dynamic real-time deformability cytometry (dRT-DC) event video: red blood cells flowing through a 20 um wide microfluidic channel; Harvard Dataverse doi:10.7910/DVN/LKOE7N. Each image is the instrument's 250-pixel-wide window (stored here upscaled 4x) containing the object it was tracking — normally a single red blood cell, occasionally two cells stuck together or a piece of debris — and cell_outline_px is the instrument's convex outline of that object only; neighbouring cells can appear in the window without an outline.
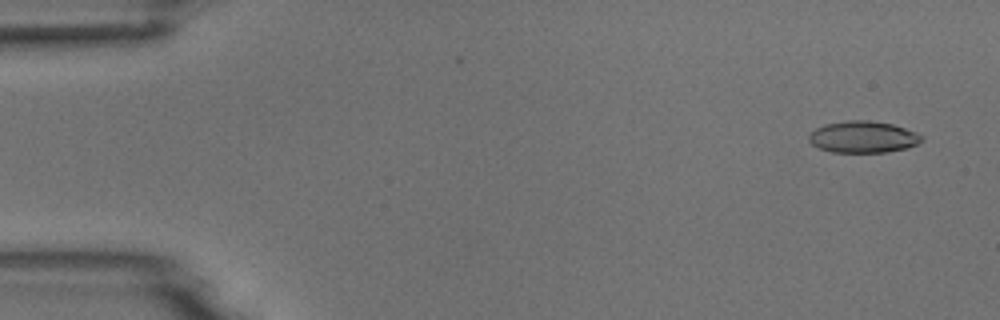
{"species": "common noctule bat (a hibernating species)", "species_latin": "Nyctalus noctula", "temperature_condition": "room temperature", "stored_images_in_passage": 5, "camera_frame_rate_fps": 3000, "um_per_image_px": 0.085, "animal": {"sex": "male", "body_mass_g": 18.8}, "frame": {"image": 1, "passage_image": 1, "time_ms": 0.0, "image_size_px": [1000, 320], "cell_outline_px": [[924, 140], [908, 148], [888, 152], [832, 152], [820, 148], [812, 144], [808, 140], [808, 136], [816, 128], [824, 124], [848, 120], [868, 120], [892, 124], [916, 132], [924, 136]], "centroid_in_image_um": [73.38, 11.64], "position_along_channel_um": 11.6, "area_um2": 20.87}}
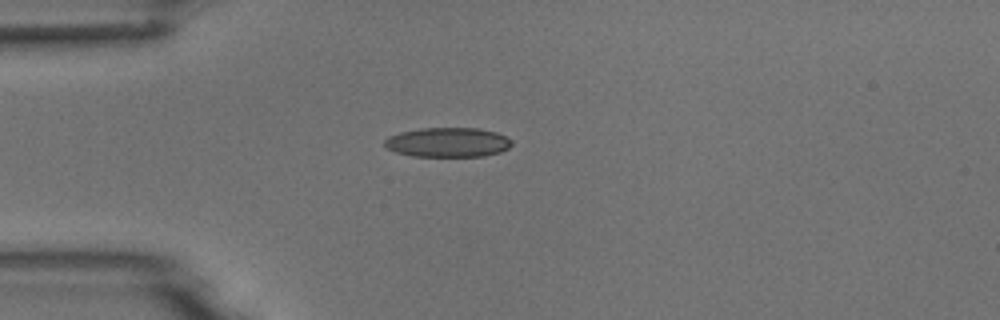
{"frame": {"image": 2, "passage_image": 4, "time_ms": 3.667, "image_size_px": [1000, 320], "cell_outline_px": [[512, 144], [508, 148], [500, 152], [484, 156], [412, 156], [396, 152], [388, 148], [384, 144], [384, 140], [388, 136], [400, 132], [420, 128], [476, 128], [496, 132], [512, 140]], "centroid_in_image_um": [38.05, 12.09], "position_along_channel_um": 46.9, "area_um2": 21.85}}